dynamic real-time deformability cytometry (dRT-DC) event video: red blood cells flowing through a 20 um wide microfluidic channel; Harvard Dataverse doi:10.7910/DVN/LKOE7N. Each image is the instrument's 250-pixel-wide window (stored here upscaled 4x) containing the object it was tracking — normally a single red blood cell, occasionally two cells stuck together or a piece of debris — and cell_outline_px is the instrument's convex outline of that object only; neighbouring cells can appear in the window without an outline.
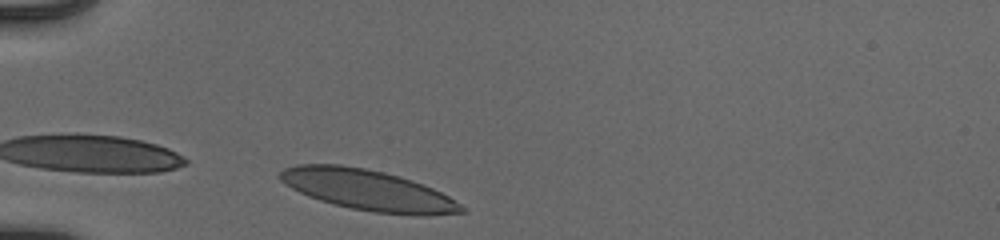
{"species": "human", "species_latin": "Homo sapiens", "temperature_condition": "cold", "stored_images_in_passage": 31, "camera_frame_rate_fps": 3000, "um_per_image_px": 0.085, "donor": {"sex": "male"}, "frame": {"image": 1, "passage_image": 2, "time_ms": 0.333, "image_size_px": [1000, 240], "cell_outline_px": [[468, 212], [424, 216], [416, 216], [376, 212], [352, 208], [320, 200], [308, 196], [292, 188], [280, 180], [276, 176], [284, 168], [296, 164], [340, 164], [364, 168], [384, 172], [412, 180], [432, 188], [448, 196], [460, 204]], "centroid_in_image_um": [31.27, 16.15], "position_along_channel_um": 53.7, "area_um2": 42.83}}
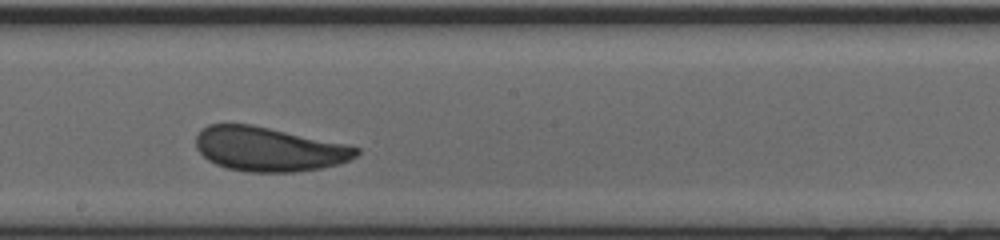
{"frame": {"image": 2, "passage_image": 17, "time_ms": 5.333, "image_size_px": [1000, 240], "cell_outline_px": [[360, 152], [356, 156], [348, 160], [336, 164], [320, 168], [292, 172], [248, 172], [228, 168], [216, 164], [208, 160], [196, 148], [196, 136], [200, 128], [208, 124], [252, 124], [348, 144], [360, 148]], "centroid_in_image_um": [22.83, 12.66], "position_along_channel_um": 225.4, "area_um2": 41.44}}
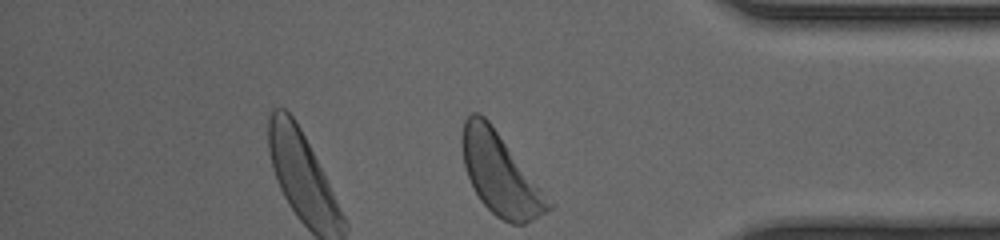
{"frame": {"image": 3, "passage_image": 31, "time_ms": 10.0, "image_size_px": [1000, 240], "cell_outline_px": [[552, 208], [532, 220], [524, 224], [512, 224], [496, 216], [480, 200], [468, 176], [464, 164], [460, 144], [460, 136], [464, 120], [472, 112], [480, 112], [488, 120], [552, 204]], "centroid_in_image_um": [42.45, 14.78], "position_along_channel_um": 392.8, "area_um2": 39.82}, "authors_computed_cell_mechanics": {"area_um2": 41.4426, "velocity_mm_per_s": 3.874, "shape_relaxation_time_tau1_ms": 1.9985, "shape_relaxation_time_tau2_ms": 2.0612, "deformation_change_tau1": 0.1057, "deformation_change_tau2": 0.0885}}